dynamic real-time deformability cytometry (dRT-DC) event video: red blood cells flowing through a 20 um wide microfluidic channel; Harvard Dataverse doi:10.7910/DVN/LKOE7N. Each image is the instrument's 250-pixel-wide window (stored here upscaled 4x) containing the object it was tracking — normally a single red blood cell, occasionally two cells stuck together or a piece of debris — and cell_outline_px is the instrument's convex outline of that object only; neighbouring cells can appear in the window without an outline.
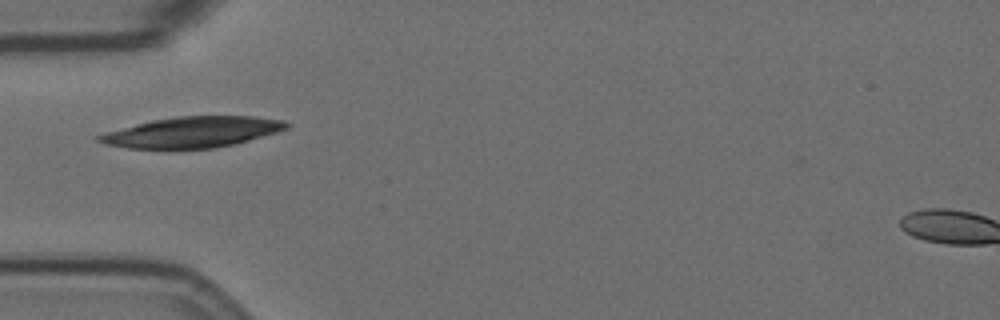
{"species": "Egyptian fruit bat (a non-hibernating species)", "species_latin": "Rousettus aegyptiacus", "temperature_condition": "room temperature", "stored_images_in_passage": 4, "camera_frame_rate_fps": 3000, "um_per_image_px": 0.085, "animal": {"sex": "female"}, "frame": {"image": 1, "passage_image": 1, "time_ms": 0.0, "image_size_px": [1000, 320], "cell_outline_px": [[292, 124], [288, 128], [276, 132], [236, 144], [216, 148], [128, 148], [108, 144], [96, 140], [96, 136], [108, 132], [136, 124], [152, 120], [176, 116], [252, 116], [284, 120]], "centroid_in_image_um": [16.42, 11.22], "position_along_channel_um": 68.6, "area_um2": 33.29}}